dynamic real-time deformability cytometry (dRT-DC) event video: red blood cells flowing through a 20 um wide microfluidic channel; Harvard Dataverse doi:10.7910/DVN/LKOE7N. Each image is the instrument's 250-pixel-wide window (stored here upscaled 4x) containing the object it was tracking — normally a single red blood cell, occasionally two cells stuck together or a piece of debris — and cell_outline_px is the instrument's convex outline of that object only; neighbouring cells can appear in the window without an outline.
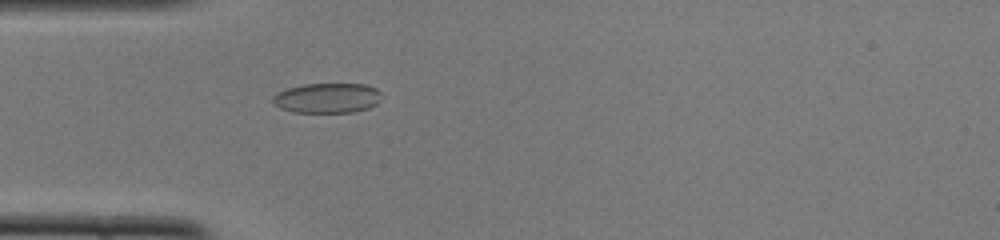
{"species": "common noctule bat (a hibernating species)", "species_latin": "Nyctalus noctula", "temperature_condition": "cold", "stored_images_in_passage": 43, "camera_frame_rate_fps": 3000, "um_per_image_px": 0.085, "animal": {"sex": "female", "body_mass_g": 22.0, "forearm_length_mm": 56.7}, "frame": {"image": 1, "passage_image": 8, "time_ms": 2.333, "image_size_px": [1000, 240], "cell_outline_px": [[380, 100], [376, 104], [368, 108], [352, 112], [292, 112], [280, 108], [272, 104], [272, 96], [276, 92], [288, 88], [304, 84], [364, 84], [376, 88], [380, 92]], "centroid_in_image_um": [27.77, 8.33], "position_along_channel_um": 57.2, "area_um2": 19.07}}
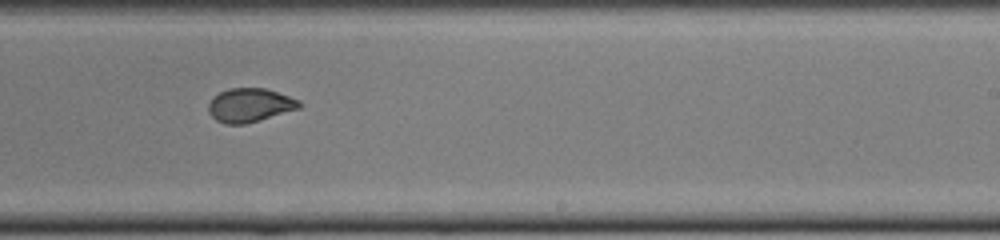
{"frame": {"image": 2, "passage_image": 24, "time_ms": 7.667, "image_size_px": [1000, 240], "cell_outline_px": [[300, 108], [260, 120], [244, 124], [224, 124], [216, 120], [208, 112], [208, 104], [220, 92], [228, 88], [268, 88], [300, 100]], "centroid_in_image_um": [21.24, 8.93], "position_along_channel_um": 267.8, "area_um2": 17.86}}
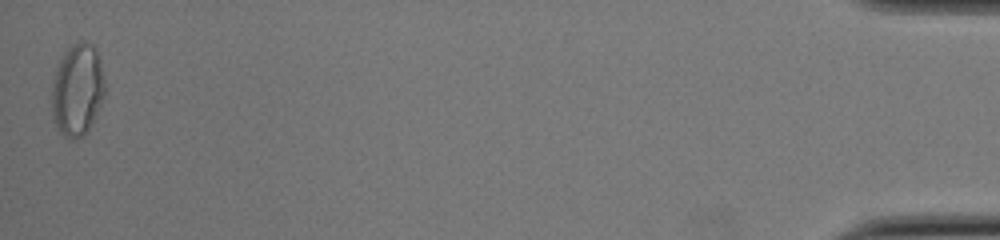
{"frame": {"image": 3, "passage_image": 43, "time_ms": 14.0, "image_size_px": [1000, 240], "cell_outline_px": [[108, 88], [92, 124], [88, 132], [84, 136], [76, 140], [72, 140], [64, 136], [56, 128], [52, 120], [52, 88], [56, 68], [60, 56], [72, 44], [80, 40], [84, 40], [92, 44], [100, 60]], "centroid_in_image_um": [6.6, 7.66], "position_along_channel_um": 428.6, "area_um2": 29.36}, "authors_computed_cell_mechanics": {"area_um2": 18.8428, "velocity_mm_per_s": 4.005, "shape_relaxation_time_tau1_ms": null, "shape_relaxation_time_tau2_ms": 0.7253, "deformation_change_tau1": null, "deformation_change_tau2": 0.0473}}